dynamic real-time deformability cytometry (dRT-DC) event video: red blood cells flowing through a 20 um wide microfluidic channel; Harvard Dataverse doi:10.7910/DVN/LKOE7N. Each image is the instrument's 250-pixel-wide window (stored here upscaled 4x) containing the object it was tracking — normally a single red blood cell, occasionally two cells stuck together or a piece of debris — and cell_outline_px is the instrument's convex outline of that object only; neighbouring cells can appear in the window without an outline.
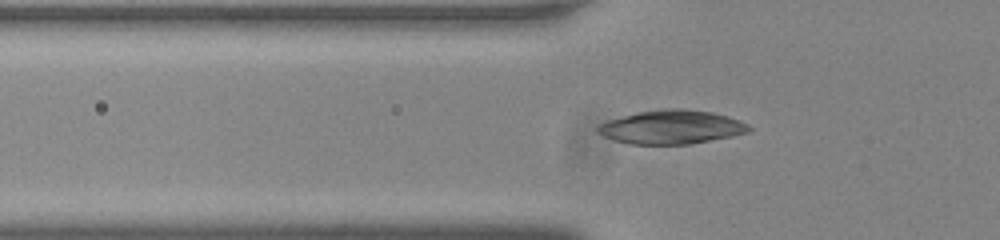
{"species": "common noctule bat (a hibernating species)", "species_latin": "Nyctalus noctula", "temperature_condition": "room temperature", "stored_images_in_passage": 53, "camera_frame_rate_fps": 3000, "um_per_image_px": 0.085, "animal": {"sex": "male", "body_mass_g": 20.0, "forearm_length_mm": 53.3}, "frame": {"image": 1, "passage_image": 20, "time_ms": 6.333, "image_size_px": [1000, 240], "cell_outline_px": [[752, 128], [748, 132], [732, 136], [692, 144], [628, 144], [604, 136], [596, 132], [596, 128], [600, 124], [608, 120], [640, 112], [664, 108], [680, 108], [712, 112], [728, 116], [748, 124]], "centroid_in_image_um": [57.09, 10.8], "position_along_channel_um": 68.7, "area_um2": 29.65}}
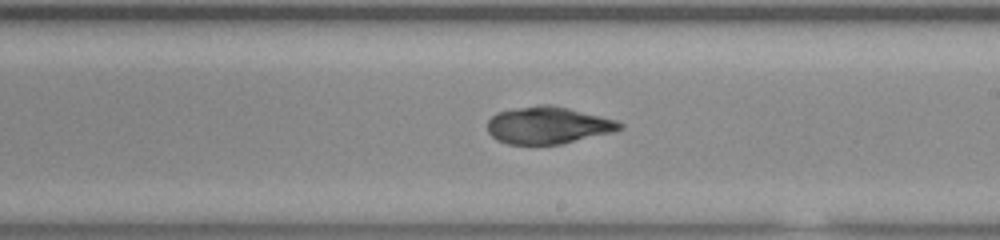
{"frame": {"image": 2, "passage_image": 34, "time_ms": 11.0, "image_size_px": [1000, 240], "cell_outline_px": [[624, 128], [616, 132], [560, 144], [508, 144], [496, 140], [488, 132], [488, 120], [496, 112], [540, 104], [552, 104], [616, 120], [624, 124]], "centroid_in_image_um": [46.61, 10.65], "position_along_channel_um": 242.4, "area_um2": 28.73}}
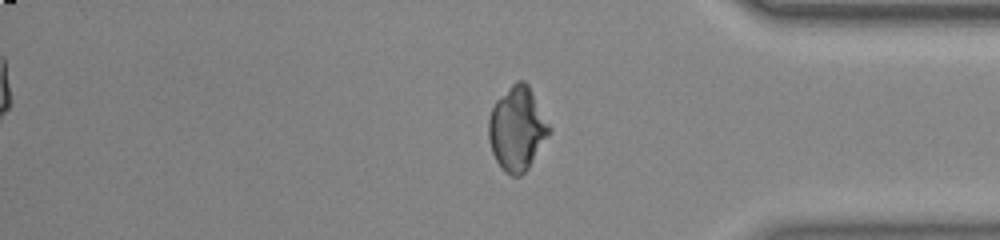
{"frame": {"image": 3, "passage_image": 47, "time_ms": 15.333, "image_size_px": [1000, 240], "cell_outline_px": [[552, 128], [528, 168], [520, 176], [512, 176], [504, 172], [496, 160], [492, 152], [488, 140], [488, 120], [492, 108], [496, 100], [516, 80], [524, 80], [528, 84]], "centroid_in_image_um": [43.94, 10.93], "position_along_channel_um": 391.3, "area_um2": 29.48}}